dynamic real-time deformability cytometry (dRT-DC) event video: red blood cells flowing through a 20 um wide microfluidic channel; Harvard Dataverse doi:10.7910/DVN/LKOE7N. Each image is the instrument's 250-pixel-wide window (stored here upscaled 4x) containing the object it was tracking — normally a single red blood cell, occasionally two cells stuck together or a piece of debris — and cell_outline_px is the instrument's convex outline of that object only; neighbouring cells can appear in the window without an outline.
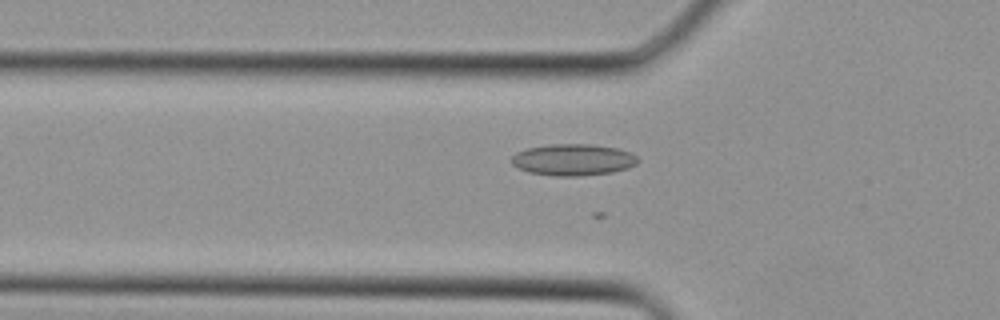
{"species": "Egyptian fruit bat (a non-hibernating species)", "species_latin": "Rousettus aegyptiacus", "temperature_condition": "cold", "stored_images_in_passage": 18, "camera_frame_rate_fps": 3000, "um_per_image_px": 0.085, "animal": {"sex": "female"}, "frame": {"image": 1, "passage_image": 3, "time_ms": 0.667, "image_size_px": [1000, 320], "cell_outline_px": [[640, 160], [636, 164], [628, 168], [612, 172], [580, 176], [552, 176], [528, 172], [512, 164], [508, 160], [516, 152], [528, 148], [548, 144], [592, 144], [620, 148], [632, 152]], "centroid_in_image_um": [48.73, 13.57], "position_along_channel_um": 77.1, "area_um2": 23.58}}
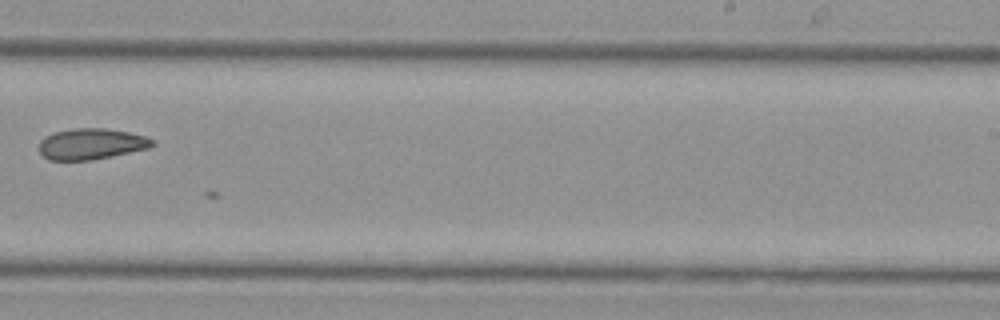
{"frame": {"image": 2, "passage_image": 14, "time_ms": 4.333, "image_size_px": [1000, 320], "cell_outline_px": [[156, 144], [148, 148], [92, 160], [48, 160], [40, 152], [40, 140], [44, 136], [52, 132], [76, 128], [104, 128], [128, 132], [144, 136], [156, 140]], "centroid_in_image_um": [7.75, 12.23], "position_along_channel_um": 281.3, "area_um2": 20.46}}
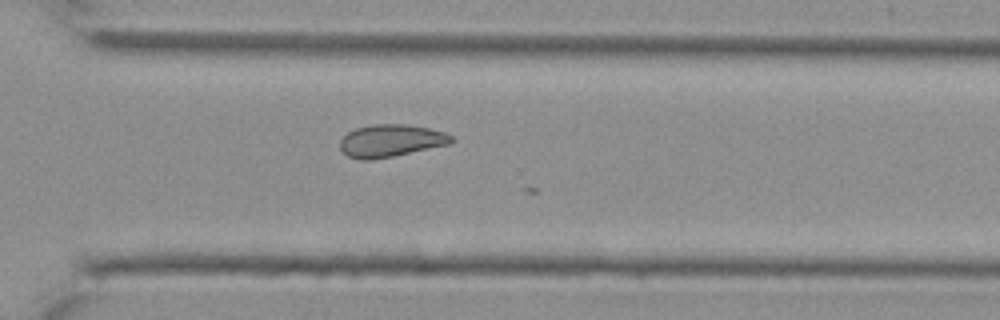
{"frame": {"image": 3, "passage_image": 17, "time_ms": 5.333, "image_size_px": [1000, 320], "cell_outline_px": [[456, 140], [448, 144], [392, 156], [368, 160], [360, 160], [348, 156], [340, 148], [340, 140], [348, 132], [356, 128], [372, 124], [408, 124], [428, 128], [444, 132], [452, 136]], "centroid_in_image_um": [33.21, 11.95], "position_along_channel_um": 337.4, "area_um2": 20.87}}